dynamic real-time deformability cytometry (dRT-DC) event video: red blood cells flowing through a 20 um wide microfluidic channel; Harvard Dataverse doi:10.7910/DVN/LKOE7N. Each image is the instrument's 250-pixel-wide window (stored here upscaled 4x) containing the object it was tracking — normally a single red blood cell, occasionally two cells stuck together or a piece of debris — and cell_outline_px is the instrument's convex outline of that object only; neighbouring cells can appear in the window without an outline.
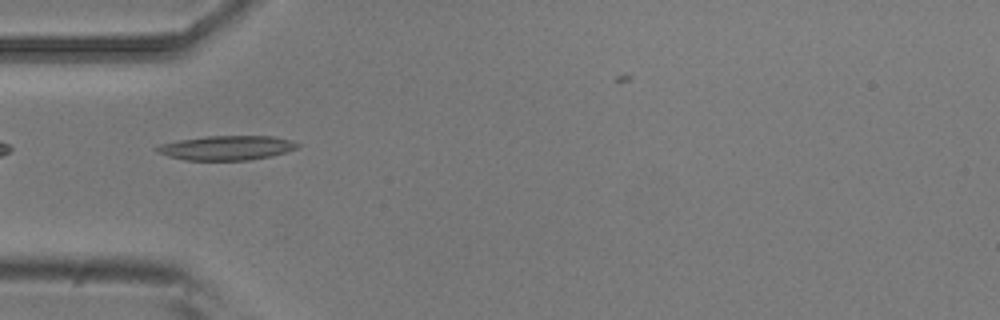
{"species": "common noctule bat (a hibernating species)", "species_latin": "Nyctalus noctula", "temperature_condition": "room temperature", "stored_images_in_passage": 10, "camera_frame_rate_fps": 3000, "um_per_image_px": 0.085, "animal": {"sex": "male", "body_mass_g": 20.5, "forearm_length_mm": 52.5}, "frame": {"image": 1, "passage_image": 5, "time_ms": 1.333, "image_size_px": [1000, 320], "cell_outline_px": [[300, 144], [296, 148], [272, 156], [248, 160], [184, 160], [168, 156], [156, 152], [152, 148], [160, 144], [180, 140], [204, 136], [276, 136], [292, 140]], "centroid_in_image_um": [19.24, 12.56], "position_along_channel_um": 65.8, "area_um2": 20.11}}
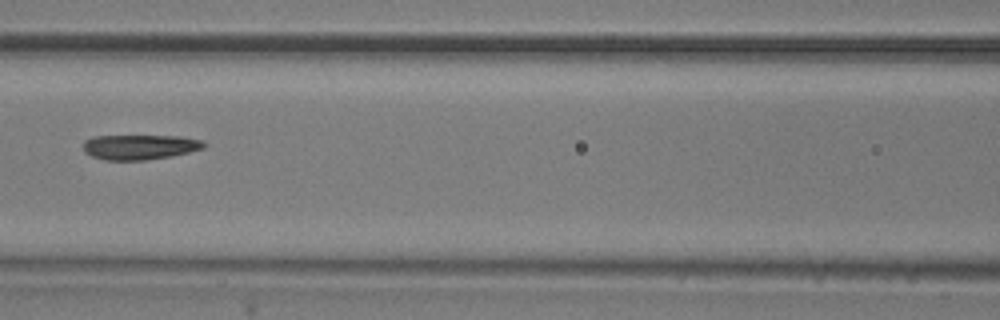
{"frame": {"image": 2, "passage_image": 7, "time_ms": 2.0, "image_size_px": [1000, 320], "cell_outline_px": [[208, 144], [204, 148], [172, 156], [144, 160], [104, 160], [92, 156], [84, 152], [84, 140], [92, 136], [180, 136], [200, 140]], "centroid_in_image_um": [11.87, 12.49], "position_along_channel_um": 154.7, "area_um2": 17.57}}
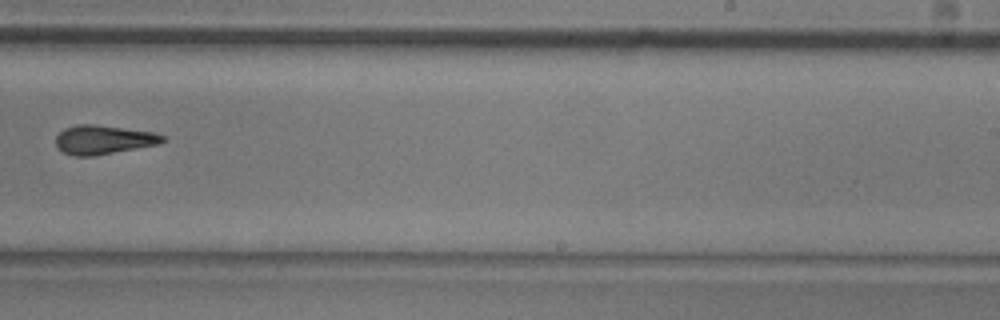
{"frame": {"image": 3, "passage_image": 10, "time_ms": 3.0, "image_size_px": [1000, 320], "cell_outline_px": [[168, 140], [160, 144], [96, 156], [72, 156], [56, 148], [56, 136], [64, 128], [76, 124], [96, 124], [156, 132], [168, 136]], "centroid_in_image_um": [8.85, 11.87], "position_along_channel_um": 280.1, "area_um2": 18.61}}